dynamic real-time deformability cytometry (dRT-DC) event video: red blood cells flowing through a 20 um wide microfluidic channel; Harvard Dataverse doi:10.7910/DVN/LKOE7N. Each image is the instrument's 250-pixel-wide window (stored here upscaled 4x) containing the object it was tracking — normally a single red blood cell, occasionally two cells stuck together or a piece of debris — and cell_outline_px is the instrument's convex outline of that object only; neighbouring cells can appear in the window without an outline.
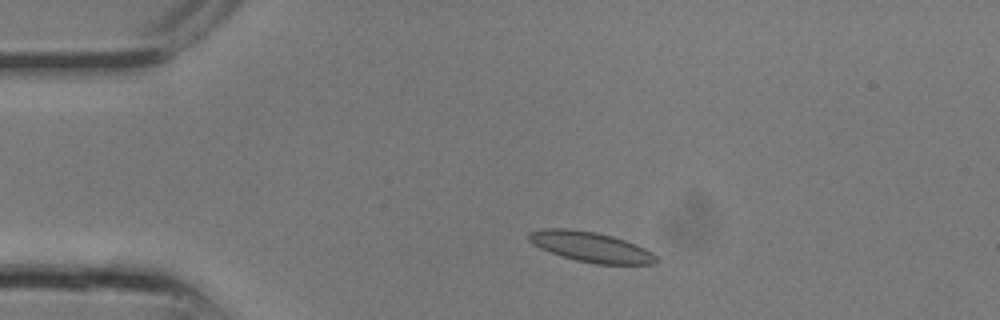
{"species": "common noctule bat (a hibernating species)", "species_latin": "Nyctalus noctula", "temperature_condition": "room temperature", "stored_images_in_passage": 8, "camera_frame_rate_fps": 3000, "um_per_image_px": 0.085, "animal": {"sex": "male", "body_mass_g": 13.3}, "frame": {"image": 1, "passage_image": 4, "time_ms": 1.0, "image_size_px": [1000, 320], "cell_outline_px": [[660, 260], [652, 264], [596, 264], [576, 260], [560, 256], [540, 248], [532, 244], [528, 240], [528, 232], [540, 228], [568, 228], [596, 232], [612, 236], [636, 244], [652, 252]], "centroid_in_image_um": [50.18, 20.98], "position_along_channel_um": 34.8, "area_um2": 22.54}}
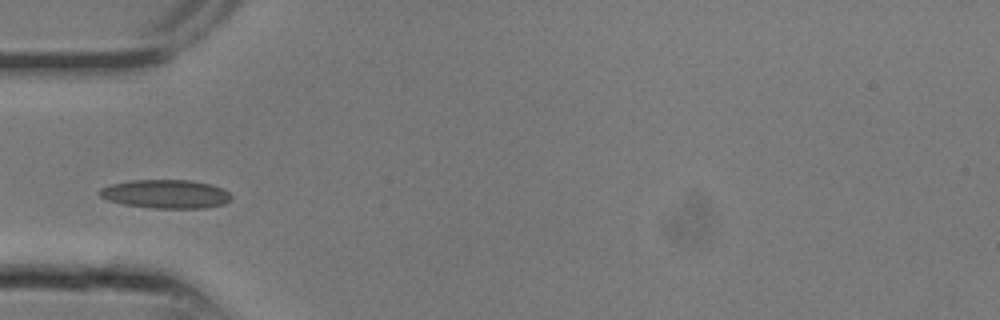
{"frame": {"image": 2, "passage_image": 7, "time_ms": 2.0, "image_size_px": [1000, 320], "cell_outline_px": [[232, 200], [224, 204], [204, 208], [152, 208], [124, 204], [108, 200], [100, 196], [100, 188], [112, 184], [132, 180], [192, 180], [212, 184], [228, 192], [232, 196]], "centroid_in_image_um": [14.13, 16.49], "position_along_channel_um": 70.9, "area_um2": 21.96}}